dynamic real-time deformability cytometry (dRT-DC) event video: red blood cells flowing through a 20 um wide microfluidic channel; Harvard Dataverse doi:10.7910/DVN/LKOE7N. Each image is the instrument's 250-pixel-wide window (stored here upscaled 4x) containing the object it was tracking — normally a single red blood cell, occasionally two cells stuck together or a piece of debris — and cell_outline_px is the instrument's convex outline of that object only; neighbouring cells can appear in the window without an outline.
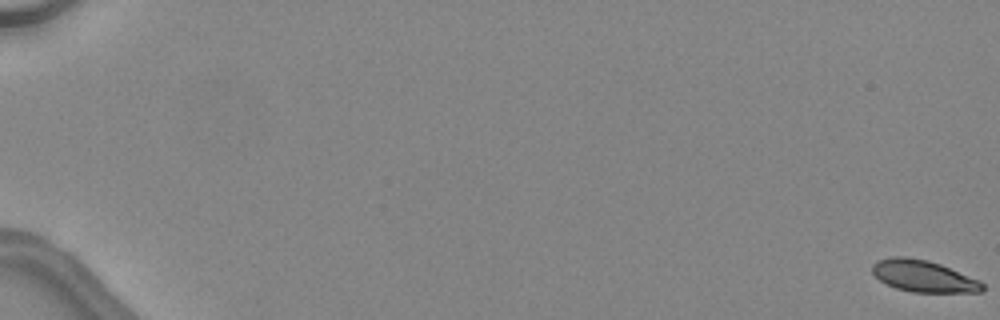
{"species": "common noctule bat (a hibernating species)", "species_latin": "Nyctalus noctula", "temperature_condition": "warm", "stored_images_in_passage": 49, "camera_frame_rate_fps": 3000, "um_per_image_px": 0.085, "animal": {"sex": "female", "body_mass_g": 24.6, "forearm_length_mm": 56.2}, "frame": {"image": 1, "passage_image": 1, "time_ms": 0.0, "image_size_px": [1000, 320], "cell_outline_px": [[984, 288], [980, 292], [912, 292], [896, 288], [880, 280], [872, 272], [872, 264], [880, 260], [892, 256], [904, 256], [928, 260], [940, 264], [980, 280], [984, 284]], "centroid_in_image_um": [78.51, 23.47], "position_along_channel_um": 6.5, "area_um2": 20.23}}
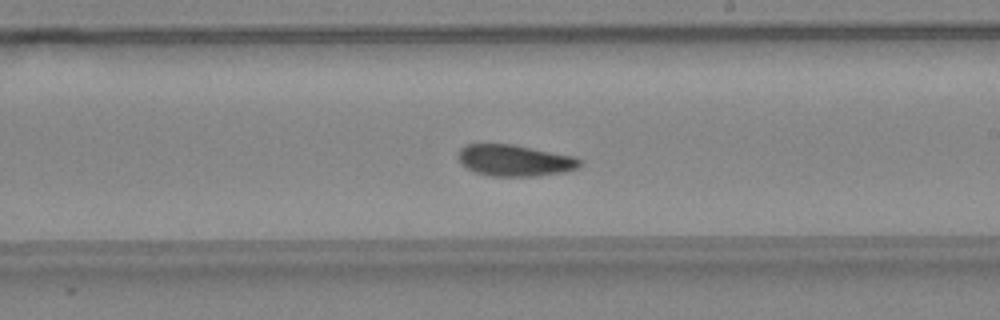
{"frame": {"image": 2, "passage_image": 32, "time_ms": 10.333, "image_size_px": [1000, 320], "cell_outline_px": [[580, 164], [576, 168], [564, 172], [536, 176], [492, 176], [476, 172], [468, 168], [456, 156], [460, 148], [468, 144], [512, 144], [576, 156], [580, 160]], "centroid_in_image_um": [43.75, 13.63], "position_along_channel_um": 245.2, "area_um2": 22.14}}
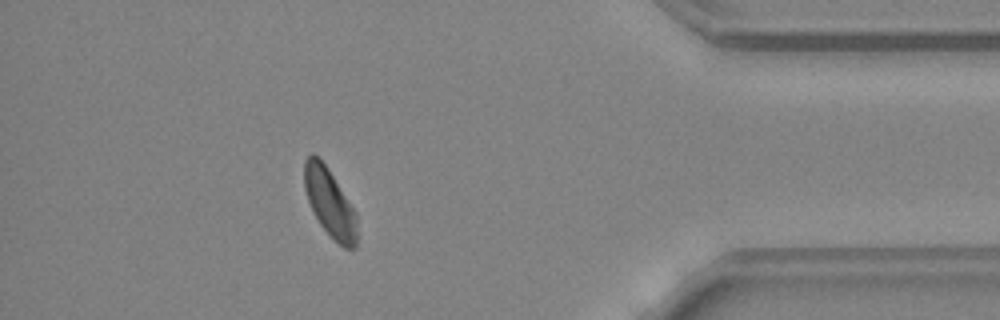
{"frame": {"image": 3, "passage_image": 45, "time_ms": 14.667, "image_size_px": [1000, 320], "cell_outline_px": [[356, 248], [344, 248], [320, 224], [312, 212], [304, 188], [304, 160], [312, 152], [328, 168], [356, 212]], "centroid_in_image_um": [28.01, 17.21], "position_along_channel_um": 407.2, "area_um2": 20.63}, "authors_computed_cell_mechanics": {"area_um2": 22.0796, "velocity_mm_per_s": 4.5044, "shape_relaxation_time_tau1_ms": 3.5219, "shape_relaxation_time_tau2_ms": 5.8876, "deformation_change_tau1": 0.0988, "deformation_change_tau2": 0.1166}}